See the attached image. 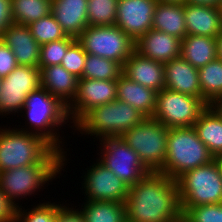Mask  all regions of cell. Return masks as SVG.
Here are the masks:
<instances>
[{
    "mask_svg": "<svg viewBox=\"0 0 222 222\" xmlns=\"http://www.w3.org/2000/svg\"><path fill=\"white\" fill-rule=\"evenodd\" d=\"M127 222H182L177 180L150 172L129 187Z\"/></svg>",
    "mask_w": 222,
    "mask_h": 222,
    "instance_id": "obj_1",
    "label": "cell"
},
{
    "mask_svg": "<svg viewBox=\"0 0 222 222\" xmlns=\"http://www.w3.org/2000/svg\"><path fill=\"white\" fill-rule=\"evenodd\" d=\"M214 160L194 127L170 128L164 166L158 171L173 180Z\"/></svg>",
    "mask_w": 222,
    "mask_h": 222,
    "instance_id": "obj_2",
    "label": "cell"
},
{
    "mask_svg": "<svg viewBox=\"0 0 222 222\" xmlns=\"http://www.w3.org/2000/svg\"><path fill=\"white\" fill-rule=\"evenodd\" d=\"M23 109L28 116L29 126L34 129L33 131L22 130L44 138L55 149L63 153L64 166L66 156L63 148L60 147L62 142L59 140L60 136L56 132L58 130L56 127L60 125L62 127V124L67 123L66 120L69 119L67 107L40 86L27 96Z\"/></svg>",
    "mask_w": 222,
    "mask_h": 222,
    "instance_id": "obj_3",
    "label": "cell"
},
{
    "mask_svg": "<svg viewBox=\"0 0 222 222\" xmlns=\"http://www.w3.org/2000/svg\"><path fill=\"white\" fill-rule=\"evenodd\" d=\"M144 118L146 117L142 113L128 103L114 100L92 108L74 126L82 134L84 132L104 139L107 137H121Z\"/></svg>",
    "mask_w": 222,
    "mask_h": 222,
    "instance_id": "obj_4",
    "label": "cell"
},
{
    "mask_svg": "<svg viewBox=\"0 0 222 222\" xmlns=\"http://www.w3.org/2000/svg\"><path fill=\"white\" fill-rule=\"evenodd\" d=\"M62 168L63 153L54 149L41 163L0 172V190L18 207L15 199L34 194L54 179Z\"/></svg>",
    "mask_w": 222,
    "mask_h": 222,
    "instance_id": "obj_5",
    "label": "cell"
},
{
    "mask_svg": "<svg viewBox=\"0 0 222 222\" xmlns=\"http://www.w3.org/2000/svg\"><path fill=\"white\" fill-rule=\"evenodd\" d=\"M54 149L28 131L0 128V172L41 163Z\"/></svg>",
    "mask_w": 222,
    "mask_h": 222,
    "instance_id": "obj_6",
    "label": "cell"
},
{
    "mask_svg": "<svg viewBox=\"0 0 222 222\" xmlns=\"http://www.w3.org/2000/svg\"><path fill=\"white\" fill-rule=\"evenodd\" d=\"M181 212L188 207L222 203V175L216 159L177 179Z\"/></svg>",
    "mask_w": 222,
    "mask_h": 222,
    "instance_id": "obj_7",
    "label": "cell"
},
{
    "mask_svg": "<svg viewBox=\"0 0 222 222\" xmlns=\"http://www.w3.org/2000/svg\"><path fill=\"white\" fill-rule=\"evenodd\" d=\"M169 130L154 118L146 117L121 137L150 172H158L165 163Z\"/></svg>",
    "mask_w": 222,
    "mask_h": 222,
    "instance_id": "obj_8",
    "label": "cell"
},
{
    "mask_svg": "<svg viewBox=\"0 0 222 222\" xmlns=\"http://www.w3.org/2000/svg\"><path fill=\"white\" fill-rule=\"evenodd\" d=\"M76 40L87 54L114 60L122 66L135 51V42L117 25L88 26Z\"/></svg>",
    "mask_w": 222,
    "mask_h": 222,
    "instance_id": "obj_9",
    "label": "cell"
},
{
    "mask_svg": "<svg viewBox=\"0 0 222 222\" xmlns=\"http://www.w3.org/2000/svg\"><path fill=\"white\" fill-rule=\"evenodd\" d=\"M207 107L201 98L163 89L156 94L152 118L167 128L193 127Z\"/></svg>",
    "mask_w": 222,
    "mask_h": 222,
    "instance_id": "obj_10",
    "label": "cell"
},
{
    "mask_svg": "<svg viewBox=\"0 0 222 222\" xmlns=\"http://www.w3.org/2000/svg\"><path fill=\"white\" fill-rule=\"evenodd\" d=\"M100 141L104 149L101 148L100 162L129 187L150 173L122 137H107Z\"/></svg>",
    "mask_w": 222,
    "mask_h": 222,
    "instance_id": "obj_11",
    "label": "cell"
},
{
    "mask_svg": "<svg viewBox=\"0 0 222 222\" xmlns=\"http://www.w3.org/2000/svg\"><path fill=\"white\" fill-rule=\"evenodd\" d=\"M41 86L40 68L18 65L0 82V115L23 110L27 96Z\"/></svg>",
    "mask_w": 222,
    "mask_h": 222,
    "instance_id": "obj_12",
    "label": "cell"
},
{
    "mask_svg": "<svg viewBox=\"0 0 222 222\" xmlns=\"http://www.w3.org/2000/svg\"><path fill=\"white\" fill-rule=\"evenodd\" d=\"M116 91L117 80L79 78L76 96L67 107L68 117L75 125L92 108L117 100Z\"/></svg>",
    "mask_w": 222,
    "mask_h": 222,
    "instance_id": "obj_13",
    "label": "cell"
},
{
    "mask_svg": "<svg viewBox=\"0 0 222 222\" xmlns=\"http://www.w3.org/2000/svg\"><path fill=\"white\" fill-rule=\"evenodd\" d=\"M87 201H114L125 203L129 186L100 161L84 175Z\"/></svg>",
    "mask_w": 222,
    "mask_h": 222,
    "instance_id": "obj_14",
    "label": "cell"
},
{
    "mask_svg": "<svg viewBox=\"0 0 222 222\" xmlns=\"http://www.w3.org/2000/svg\"><path fill=\"white\" fill-rule=\"evenodd\" d=\"M157 0H118L116 23L134 42L152 29Z\"/></svg>",
    "mask_w": 222,
    "mask_h": 222,
    "instance_id": "obj_15",
    "label": "cell"
},
{
    "mask_svg": "<svg viewBox=\"0 0 222 222\" xmlns=\"http://www.w3.org/2000/svg\"><path fill=\"white\" fill-rule=\"evenodd\" d=\"M0 39L13 51L18 65L39 67L41 45L32 36L29 26L12 22Z\"/></svg>",
    "mask_w": 222,
    "mask_h": 222,
    "instance_id": "obj_16",
    "label": "cell"
},
{
    "mask_svg": "<svg viewBox=\"0 0 222 222\" xmlns=\"http://www.w3.org/2000/svg\"><path fill=\"white\" fill-rule=\"evenodd\" d=\"M181 39L151 29L135 41V51L141 56L166 63L180 57Z\"/></svg>",
    "mask_w": 222,
    "mask_h": 222,
    "instance_id": "obj_17",
    "label": "cell"
},
{
    "mask_svg": "<svg viewBox=\"0 0 222 222\" xmlns=\"http://www.w3.org/2000/svg\"><path fill=\"white\" fill-rule=\"evenodd\" d=\"M122 74L156 92L165 89L164 63L143 57L136 51L124 62Z\"/></svg>",
    "mask_w": 222,
    "mask_h": 222,
    "instance_id": "obj_18",
    "label": "cell"
},
{
    "mask_svg": "<svg viewBox=\"0 0 222 222\" xmlns=\"http://www.w3.org/2000/svg\"><path fill=\"white\" fill-rule=\"evenodd\" d=\"M165 89L201 98L198 69L181 57L164 64Z\"/></svg>",
    "mask_w": 222,
    "mask_h": 222,
    "instance_id": "obj_19",
    "label": "cell"
},
{
    "mask_svg": "<svg viewBox=\"0 0 222 222\" xmlns=\"http://www.w3.org/2000/svg\"><path fill=\"white\" fill-rule=\"evenodd\" d=\"M187 35L216 38L222 31V10L219 7L184 3Z\"/></svg>",
    "mask_w": 222,
    "mask_h": 222,
    "instance_id": "obj_20",
    "label": "cell"
},
{
    "mask_svg": "<svg viewBox=\"0 0 222 222\" xmlns=\"http://www.w3.org/2000/svg\"><path fill=\"white\" fill-rule=\"evenodd\" d=\"M39 68L41 87L68 107L76 96L79 78L61 64Z\"/></svg>",
    "mask_w": 222,
    "mask_h": 222,
    "instance_id": "obj_21",
    "label": "cell"
},
{
    "mask_svg": "<svg viewBox=\"0 0 222 222\" xmlns=\"http://www.w3.org/2000/svg\"><path fill=\"white\" fill-rule=\"evenodd\" d=\"M88 0H51V13L67 36L77 38L88 25Z\"/></svg>",
    "mask_w": 222,
    "mask_h": 222,
    "instance_id": "obj_22",
    "label": "cell"
},
{
    "mask_svg": "<svg viewBox=\"0 0 222 222\" xmlns=\"http://www.w3.org/2000/svg\"><path fill=\"white\" fill-rule=\"evenodd\" d=\"M117 100L128 103L145 117H152L156 108V94L153 89L136 83L125 75L117 79Z\"/></svg>",
    "mask_w": 222,
    "mask_h": 222,
    "instance_id": "obj_23",
    "label": "cell"
},
{
    "mask_svg": "<svg viewBox=\"0 0 222 222\" xmlns=\"http://www.w3.org/2000/svg\"><path fill=\"white\" fill-rule=\"evenodd\" d=\"M193 127L214 159L222 154V114L213 105L200 114Z\"/></svg>",
    "mask_w": 222,
    "mask_h": 222,
    "instance_id": "obj_24",
    "label": "cell"
},
{
    "mask_svg": "<svg viewBox=\"0 0 222 222\" xmlns=\"http://www.w3.org/2000/svg\"><path fill=\"white\" fill-rule=\"evenodd\" d=\"M216 48V38L186 35L181 40L180 57L199 69L217 58Z\"/></svg>",
    "mask_w": 222,
    "mask_h": 222,
    "instance_id": "obj_25",
    "label": "cell"
},
{
    "mask_svg": "<svg viewBox=\"0 0 222 222\" xmlns=\"http://www.w3.org/2000/svg\"><path fill=\"white\" fill-rule=\"evenodd\" d=\"M152 28L182 40L187 35L184 4L157 3Z\"/></svg>",
    "mask_w": 222,
    "mask_h": 222,
    "instance_id": "obj_26",
    "label": "cell"
},
{
    "mask_svg": "<svg viewBox=\"0 0 222 222\" xmlns=\"http://www.w3.org/2000/svg\"><path fill=\"white\" fill-rule=\"evenodd\" d=\"M203 101L208 105L222 101V61L218 58L198 69Z\"/></svg>",
    "mask_w": 222,
    "mask_h": 222,
    "instance_id": "obj_27",
    "label": "cell"
},
{
    "mask_svg": "<svg viewBox=\"0 0 222 222\" xmlns=\"http://www.w3.org/2000/svg\"><path fill=\"white\" fill-rule=\"evenodd\" d=\"M80 209L85 222H127L125 203L114 201H86Z\"/></svg>",
    "mask_w": 222,
    "mask_h": 222,
    "instance_id": "obj_28",
    "label": "cell"
},
{
    "mask_svg": "<svg viewBox=\"0 0 222 222\" xmlns=\"http://www.w3.org/2000/svg\"><path fill=\"white\" fill-rule=\"evenodd\" d=\"M51 13V0H11L13 23L29 25Z\"/></svg>",
    "mask_w": 222,
    "mask_h": 222,
    "instance_id": "obj_29",
    "label": "cell"
},
{
    "mask_svg": "<svg viewBox=\"0 0 222 222\" xmlns=\"http://www.w3.org/2000/svg\"><path fill=\"white\" fill-rule=\"evenodd\" d=\"M123 66L111 59L87 54L81 78L96 80H117L122 75Z\"/></svg>",
    "mask_w": 222,
    "mask_h": 222,
    "instance_id": "obj_30",
    "label": "cell"
},
{
    "mask_svg": "<svg viewBox=\"0 0 222 222\" xmlns=\"http://www.w3.org/2000/svg\"><path fill=\"white\" fill-rule=\"evenodd\" d=\"M118 0H88L89 26H113L116 23Z\"/></svg>",
    "mask_w": 222,
    "mask_h": 222,
    "instance_id": "obj_31",
    "label": "cell"
},
{
    "mask_svg": "<svg viewBox=\"0 0 222 222\" xmlns=\"http://www.w3.org/2000/svg\"><path fill=\"white\" fill-rule=\"evenodd\" d=\"M28 26L32 36L40 45L67 37V34L55 20L52 13L32 22Z\"/></svg>",
    "mask_w": 222,
    "mask_h": 222,
    "instance_id": "obj_32",
    "label": "cell"
},
{
    "mask_svg": "<svg viewBox=\"0 0 222 222\" xmlns=\"http://www.w3.org/2000/svg\"><path fill=\"white\" fill-rule=\"evenodd\" d=\"M76 38L67 36L64 39L45 43L40 46L39 67L60 65L68 47Z\"/></svg>",
    "mask_w": 222,
    "mask_h": 222,
    "instance_id": "obj_33",
    "label": "cell"
},
{
    "mask_svg": "<svg viewBox=\"0 0 222 222\" xmlns=\"http://www.w3.org/2000/svg\"><path fill=\"white\" fill-rule=\"evenodd\" d=\"M61 204L42 203L24 212L21 206L16 208L14 222H55L57 209Z\"/></svg>",
    "mask_w": 222,
    "mask_h": 222,
    "instance_id": "obj_34",
    "label": "cell"
},
{
    "mask_svg": "<svg viewBox=\"0 0 222 222\" xmlns=\"http://www.w3.org/2000/svg\"><path fill=\"white\" fill-rule=\"evenodd\" d=\"M182 222H222V203L188 207L182 213Z\"/></svg>",
    "mask_w": 222,
    "mask_h": 222,
    "instance_id": "obj_35",
    "label": "cell"
},
{
    "mask_svg": "<svg viewBox=\"0 0 222 222\" xmlns=\"http://www.w3.org/2000/svg\"><path fill=\"white\" fill-rule=\"evenodd\" d=\"M87 53L81 44L75 40L67 49L61 65L77 78H81L84 70Z\"/></svg>",
    "mask_w": 222,
    "mask_h": 222,
    "instance_id": "obj_36",
    "label": "cell"
},
{
    "mask_svg": "<svg viewBox=\"0 0 222 222\" xmlns=\"http://www.w3.org/2000/svg\"><path fill=\"white\" fill-rule=\"evenodd\" d=\"M18 66L13 51L0 39V79Z\"/></svg>",
    "mask_w": 222,
    "mask_h": 222,
    "instance_id": "obj_37",
    "label": "cell"
},
{
    "mask_svg": "<svg viewBox=\"0 0 222 222\" xmlns=\"http://www.w3.org/2000/svg\"><path fill=\"white\" fill-rule=\"evenodd\" d=\"M16 206L0 190V222H14Z\"/></svg>",
    "mask_w": 222,
    "mask_h": 222,
    "instance_id": "obj_38",
    "label": "cell"
},
{
    "mask_svg": "<svg viewBox=\"0 0 222 222\" xmlns=\"http://www.w3.org/2000/svg\"><path fill=\"white\" fill-rule=\"evenodd\" d=\"M55 222H85L83 215L79 209L68 208L61 205L57 209Z\"/></svg>",
    "mask_w": 222,
    "mask_h": 222,
    "instance_id": "obj_39",
    "label": "cell"
},
{
    "mask_svg": "<svg viewBox=\"0 0 222 222\" xmlns=\"http://www.w3.org/2000/svg\"><path fill=\"white\" fill-rule=\"evenodd\" d=\"M12 22L11 0H0V36L5 28Z\"/></svg>",
    "mask_w": 222,
    "mask_h": 222,
    "instance_id": "obj_40",
    "label": "cell"
},
{
    "mask_svg": "<svg viewBox=\"0 0 222 222\" xmlns=\"http://www.w3.org/2000/svg\"><path fill=\"white\" fill-rule=\"evenodd\" d=\"M185 3L218 7L219 0H185Z\"/></svg>",
    "mask_w": 222,
    "mask_h": 222,
    "instance_id": "obj_41",
    "label": "cell"
},
{
    "mask_svg": "<svg viewBox=\"0 0 222 222\" xmlns=\"http://www.w3.org/2000/svg\"><path fill=\"white\" fill-rule=\"evenodd\" d=\"M217 40V58L222 61V31L216 37Z\"/></svg>",
    "mask_w": 222,
    "mask_h": 222,
    "instance_id": "obj_42",
    "label": "cell"
},
{
    "mask_svg": "<svg viewBox=\"0 0 222 222\" xmlns=\"http://www.w3.org/2000/svg\"><path fill=\"white\" fill-rule=\"evenodd\" d=\"M158 3H176V4H184L185 0H157Z\"/></svg>",
    "mask_w": 222,
    "mask_h": 222,
    "instance_id": "obj_43",
    "label": "cell"
},
{
    "mask_svg": "<svg viewBox=\"0 0 222 222\" xmlns=\"http://www.w3.org/2000/svg\"><path fill=\"white\" fill-rule=\"evenodd\" d=\"M217 163H218V166L220 168V171H221V175H222V154L219 155L218 157L215 158Z\"/></svg>",
    "mask_w": 222,
    "mask_h": 222,
    "instance_id": "obj_44",
    "label": "cell"
},
{
    "mask_svg": "<svg viewBox=\"0 0 222 222\" xmlns=\"http://www.w3.org/2000/svg\"><path fill=\"white\" fill-rule=\"evenodd\" d=\"M222 114V101L213 105Z\"/></svg>",
    "mask_w": 222,
    "mask_h": 222,
    "instance_id": "obj_45",
    "label": "cell"
},
{
    "mask_svg": "<svg viewBox=\"0 0 222 222\" xmlns=\"http://www.w3.org/2000/svg\"><path fill=\"white\" fill-rule=\"evenodd\" d=\"M218 7L222 10V0H219Z\"/></svg>",
    "mask_w": 222,
    "mask_h": 222,
    "instance_id": "obj_46",
    "label": "cell"
}]
</instances>
